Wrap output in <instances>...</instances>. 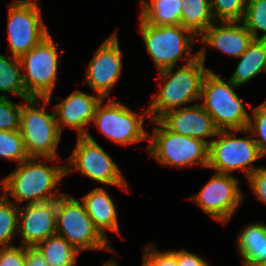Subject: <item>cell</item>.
Returning a JSON list of instances; mask_svg holds the SVG:
<instances>
[{
  "label": "cell",
  "instance_id": "obj_29",
  "mask_svg": "<svg viewBox=\"0 0 266 266\" xmlns=\"http://www.w3.org/2000/svg\"><path fill=\"white\" fill-rule=\"evenodd\" d=\"M215 21H242L248 0H210Z\"/></svg>",
  "mask_w": 266,
  "mask_h": 266
},
{
  "label": "cell",
  "instance_id": "obj_14",
  "mask_svg": "<svg viewBox=\"0 0 266 266\" xmlns=\"http://www.w3.org/2000/svg\"><path fill=\"white\" fill-rule=\"evenodd\" d=\"M117 30L95 51L86 69L85 83L94 93L106 99L122 75V51Z\"/></svg>",
  "mask_w": 266,
  "mask_h": 266
},
{
  "label": "cell",
  "instance_id": "obj_25",
  "mask_svg": "<svg viewBox=\"0 0 266 266\" xmlns=\"http://www.w3.org/2000/svg\"><path fill=\"white\" fill-rule=\"evenodd\" d=\"M22 66L19 58L0 54V93L1 97L15 94L23 100L32 98L23 83Z\"/></svg>",
  "mask_w": 266,
  "mask_h": 266
},
{
  "label": "cell",
  "instance_id": "obj_3",
  "mask_svg": "<svg viewBox=\"0 0 266 266\" xmlns=\"http://www.w3.org/2000/svg\"><path fill=\"white\" fill-rule=\"evenodd\" d=\"M20 115V133L30 158L58 159L56 152L62 134L54 109L47 111L48 98L32 97L24 100ZM40 103H43L40 106Z\"/></svg>",
  "mask_w": 266,
  "mask_h": 266
},
{
  "label": "cell",
  "instance_id": "obj_18",
  "mask_svg": "<svg viewBox=\"0 0 266 266\" xmlns=\"http://www.w3.org/2000/svg\"><path fill=\"white\" fill-rule=\"evenodd\" d=\"M252 40L251 33L241 21H215L198 37V42L208 44L233 59L239 58Z\"/></svg>",
  "mask_w": 266,
  "mask_h": 266
},
{
  "label": "cell",
  "instance_id": "obj_6",
  "mask_svg": "<svg viewBox=\"0 0 266 266\" xmlns=\"http://www.w3.org/2000/svg\"><path fill=\"white\" fill-rule=\"evenodd\" d=\"M152 123L153 132L148 137L149 146L146 147L150 156L162 166H173L178 169L198 165L208 166L209 145L197 138L176 134L167 129L159 120Z\"/></svg>",
  "mask_w": 266,
  "mask_h": 266
},
{
  "label": "cell",
  "instance_id": "obj_2",
  "mask_svg": "<svg viewBox=\"0 0 266 266\" xmlns=\"http://www.w3.org/2000/svg\"><path fill=\"white\" fill-rule=\"evenodd\" d=\"M198 52V57L192 62L176 69L169 67L159 71L162 78L158 93L148 104L150 121L158 120L166 112L182 108L183 105L193 101H200L201 88L205 75L210 68L205 64L206 48L203 46Z\"/></svg>",
  "mask_w": 266,
  "mask_h": 266
},
{
  "label": "cell",
  "instance_id": "obj_27",
  "mask_svg": "<svg viewBox=\"0 0 266 266\" xmlns=\"http://www.w3.org/2000/svg\"><path fill=\"white\" fill-rule=\"evenodd\" d=\"M241 22L253 39L266 40V0H248ZM260 31L262 35H259Z\"/></svg>",
  "mask_w": 266,
  "mask_h": 266
},
{
  "label": "cell",
  "instance_id": "obj_7",
  "mask_svg": "<svg viewBox=\"0 0 266 266\" xmlns=\"http://www.w3.org/2000/svg\"><path fill=\"white\" fill-rule=\"evenodd\" d=\"M56 234L66 239L79 252H115L110 242L95 228L82 201L66 193L57 199Z\"/></svg>",
  "mask_w": 266,
  "mask_h": 266
},
{
  "label": "cell",
  "instance_id": "obj_19",
  "mask_svg": "<svg viewBox=\"0 0 266 266\" xmlns=\"http://www.w3.org/2000/svg\"><path fill=\"white\" fill-rule=\"evenodd\" d=\"M87 214L90 216L95 228L110 242L107 231L121 236L118 223V213L113 198L103 187H96L81 197Z\"/></svg>",
  "mask_w": 266,
  "mask_h": 266
},
{
  "label": "cell",
  "instance_id": "obj_23",
  "mask_svg": "<svg viewBox=\"0 0 266 266\" xmlns=\"http://www.w3.org/2000/svg\"><path fill=\"white\" fill-rule=\"evenodd\" d=\"M181 25L197 38L214 22L210 0H182Z\"/></svg>",
  "mask_w": 266,
  "mask_h": 266
},
{
  "label": "cell",
  "instance_id": "obj_38",
  "mask_svg": "<svg viewBox=\"0 0 266 266\" xmlns=\"http://www.w3.org/2000/svg\"><path fill=\"white\" fill-rule=\"evenodd\" d=\"M103 265L102 266H119V264L117 263L116 259H110L108 261H103L102 262Z\"/></svg>",
  "mask_w": 266,
  "mask_h": 266
},
{
  "label": "cell",
  "instance_id": "obj_11",
  "mask_svg": "<svg viewBox=\"0 0 266 266\" xmlns=\"http://www.w3.org/2000/svg\"><path fill=\"white\" fill-rule=\"evenodd\" d=\"M97 105L93 124L104 137L119 145H131L148 140L149 133L143 126L145 117H150L148 108L136 113L114 98Z\"/></svg>",
  "mask_w": 266,
  "mask_h": 266
},
{
  "label": "cell",
  "instance_id": "obj_32",
  "mask_svg": "<svg viewBox=\"0 0 266 266\" xmlns=\"http://www.w3.org/2000/svg\"><path fill=\"white\" fill-rule=\"evenodd\" d=\"M26 246L0 248V266H25Z\"/></svg>",
  "mask_w": 266,
  "mask_h": 266
},
{
  "label": "cell",
  "instance_id": "obj_36",
  "mask_svg": "<svg viewBox=\"0 0 266 266\" xmlns=\"http://www.w3.org/2000/svg\"><path fill=\"white\" fill-rule=\"evenodd\" d=\"M25 266H48V263L36 247H26Z\"/></svg>",
  "mask_w": 266,
  "mask_h": 266
},
{
  "label": "cell",
  "instance_id": "obj_30",
  "mask_svg": "<svg viewBox=\"0 0 266 266\" xmlns=\"http://www.w3.org/2000/svg\"><path fill=\"white\" fill-rule=\"evenodd\" d=\"M247 130L257 143L260 153L266 156V101L252 109ZM256 137V138H254ZM258 137V138H257Z\"/></svg>",
  "mask_w": 266,
  "mask_h": 266
},
{
  "label": "cell",
  "instance_id": "obj_4",
  "mask_svg": "<svg viewBox=\"0 0 266 266\" xmlns=\"http://www.w3.org/2000/svg\"><path fill=\"white\" fill-rule=\"evenodd\" d=\"M138 24L145 48L158 71L178 67L179 59L185 65L198 57V52L193 53V46L198 38L181 24L153 26L141 19Z\"/></svg>",
  "mask_w": 266,
  "mask_h": 266
},
{
  "label": "cell",
  "instance_id": "obj_15",
  "mask_svg": "<svg viewBox=\"0 0 266 266\" xmlns=\"http://www.w3.org/2000/svg\"><path fill=\"white\" fill-rule=\"evenodd\" d=\"M57 199L19 206L18 231L21 245L35 247L56 234Z\"/></svg>",
  "mask_w": 266,
  "mask_h": 266
},
{
  "label": "cell",
  "instance_id": "obj_17",
  "mask_svg": "<svg viewBox=\"0 0 266 266\" xmlns=\"http://www.w3.org/2000/svg\"><path fill=\"white\" fill-rule=\"evenodd\" d=\"M167 129L187 137H193L206 142L208 137H216L219 131L212 117L196 102L189 106L166 112L158 119Z\"/></svg>",
  "mask_w": 266,
  "mask_h": 266
},
{
  "label": "cell",
  "instance_id": "obj_16",
  "mask_svg": "<svg viewBox=\"0 0 266 266\" xmlns=\"http://www.w3.org/2000/svg\"><path fill=\"white\" fill-rule=\"evenodd\" d=\"M103 98L96 94L90 95L81 90H74L67 98L54 106L55 118L60 133L63 132V125L75 129L78 137L86 136L87 128L92 124L97 105Z\"/></svg>",
  "mask_w": 266,
  "mask_h": 266
},
{
  "label": "cell",
  "instance_id": "obj_34",
  "mask_svg": "<svg viewBox=\"0 0 266 266\" xmlns=\"http://www.w3.org/2000/svg\"><path fill=\"white\" fill-rule=\"evenodd\" d=\"M177 258L178 266H209L210 264L200 256L193 254L184 248L181 250H170Z\"/></svg>",
  "mask_w": 266,
  "mask_h": 266
},
{
  "label": "cell",
  "instance_id": "obj_24",
  "mask_svg": "<svg viewBox=\"0 0 266 266\" xmlns=\"http://www.w3.org/2000/svg\"><path fill=\"white\" fill-rule=\"evenodd\" d=\"M45 257L48 266H76L80 254L66 239L55 234L35 246Z\"/></svg>",
  "mask_w": 266,
  "mask_h": 266
},
{
  "label": "cell",
  "instance_id": "obj_21",
  "mask_svg": "<svg viewBox=\"0 0 266 266\" xmlns=\"http://www.w3.org/2000/svg\"><path fill=\"white\" fill-rule=\"evenodd\" d=\"M237 60L238 64L229 80L239 87L259 73L266 72V40L253 39Z\"/></svg>",
  "mask_w": 266,
  "mask_h": 266
},
{
  "label": "cell",
  "instance_id": "obj_26",
  "mask_svg": "<svg viewBox=\"0 0 266 266\" xmlns=\"http://www.w3.org/2000/svg\"><path fill=\"white\" fill-rule=\"evenodd\" d=\"M18 211L19 206L0 195V248L13 246L18 236Z\"/></svg>",
  "mask_w": 266,
  "mask_h": 266
},
{
  "label": "cell",
  "instance_id": "obj_33",
  "mask_svg": "<svg viewBox=\"0 0 266 266\" xmlns=\"http://www.w3.org/2000/svg\"><path fill=\"white\" fill-rule=\"evenodd\" d=\"M247 180L255 197L266 204V167L255 170Z\"/></svg>",
  "mask_w": 266,
  "mask_h": 266
},
{
  "label": "cell",
  "instance_id": "obj_37",
  "mask_svg": "<svg viewBox=\"0 0 266 266\" xmlns=\"http://www.w3.org/2000/svg\"><path fill=\"white\" fill-rule=\"evenodd\" d=\"M163 266H178L177 258L170 250L163 252Z\"/></svg>",
  "mask_w": 266,
  "mask_h": 266
},
{
  "label": "cell",
  "instance_id": "obj_22",
  "mask_svg": "<svg viewBox=\"0 0 266 266\" xmlns=\"http://www.w3.org/2000/svg\"><path fill=\"white\" fill-rule=\"evenodd\" d=\"M139 19L153 26L181 24L182 0H141Z\"/></svg>",
  "mask_w": 266,
  "mask_h": 266
},
{
  "label": "cell",
  "instance_id": "obj_8",
  "mask_svg": "<svg viewBox=\"0 0 266 266\" xmlns=\"http://www.w3.org/2000/svg\"><path fill=\"white\" fill-rule=\"evenodd\" d=\"M240 132L248 134L247 137H237L236 133ZM216 137L209 144L207 168L223 174L241 170L246 178L260 168L253 166V163L263 156L247 129L219 130Z\"/></svg>",
  "mask_w": 266,
  "mask_h": 266
},
{
  "label": "cell",
  "instance_id": "obj_1",
  "mask_svg": "<svg viewBox=\"0 0 266 266\" xmlns=\"http://www.w3.org/2000/svg\"><path fill=\"white\" fill-rule=\"evenodd\" d=\"M29 158L20 164L5 178L0 180V191L16 205L46 202L58 199L63 192L57 193V185L66 176V165L54 164L52 158ZM12 197V198H10Z\"/></svg>",
  "mask_w": 266,
  "mask_h": 266
},
{
  "label": "cell",
  "instance_id": "obj_39",
  "mask_svg": "<svg viewBox=\"0 0 266 266\" xmlns=\"http://www.w3.org/2000/svg\"><path fill=\"white\" fill-rule=\"evenodd\" d=\"M250 266H266V263L265 264H258V265H250Z\"/></svg>",
  "mask_w": 266,
  "mask_h": 266
},
{
  "label": "cell",
  "instance_id": "obj_35",
  "mask_svg": "<svg viewBox=\"0 0 266 266\" xmlns=\"http://www.w3.org/2000/svg\"><path fill=\"white\" fill-rule=\"evenodd\" d=\"M142 249L143 259L141 266H163V251H159L153 242L145 245Z\"/></svg>",
  "mask_w": 266,
  "mask_h": 266
},
{
  "label": "cell",
  "instance_id": "obj_12",
  "mask_svg": "<svg viewBox=\"0 0 266 266\" xmlns=\"http://www.w3.org/2000/svg\"><path fill=\"white\" fill-rule=\"evenodd\" d=\"M38 0H14L8 6V47L20 58L49 34Z\"/></svg>",
  "mask_w": 266,
  "mask_h": 266
},
{
  "label": "cell",
  "instance_id": "obj_9",
  "mask_svg": "<svg viewBox=\"0 0 266 266\" xmlns=\"http://www.w3.org/2000/svg\"><path fill=\"white\" fill-rule=\"evenodd\" d=\"M50 33L34 48L22 55L21 62L23 83L31 97L59 100L53 91L58 77V46Z\"/></svg>",
  "mask_w": 266,
  "mask_h": 266
},
{
  "label": "cell",
  "instance_id": "obj_10",
  "mask_svg": "<svg viewBox=\"0 0 266 266\" xmlns=\"http://www.w3.org/2000/svg\"><path fill=\"white\" fill-rule=\"evenodd\" d=\"M65 161L69 163L65 167L66 176L75 170L98 184L116 186L129 192L122 170L89 132L86 136H77L76 146Z\"/></svg>",
  "mask_w": 266,
  "mask_h": 266
},
{
  "label": "cell",
  "instance_id": "obj_20",
  "mask_svg": "<svg viewBox=\"0 0 266 266\" xmlns=\"http://www.w3.org/2000/svg\"><path fill=\"white\" fill-rule=\"evenodd\" d=\"M237 249L242 266L266 263V224L253 223L241 230Z\"/></svg>",
  "mask_w": 266,
  "mask_h": 266
},
{
  "label": "cell",
  "instance_id": "obj_5",
  "mask_svg": "<svg viewBox=\"0 0 266 266\" xmlns=\"http://www.w3.org/2000/svg\"><path fill=\"white\" fill-rule=\"evenodd\" d=\"M231 80H223L216 72L208 71L205 75L200 105L212 117L218 130H244L247 129L249 113L244 107Z\"/></svg>",
  "mask_w": 266,
  "mask_h": 266
},
{
  "label": "cell",
  "instance_id": "obj_31",
  "mask_svg": "<svg viewBox=\"0 0 266 266\" xmlns=\"http://www.w3.org/2000/svg\"><path fill=\"white\" fill-rule=\"evenodd\" d=\"M9 98L0 96V131H17L20 129L22 104H16Z\"/></svg>",
  "mask_w": 266,
  "mask_h": 266
},
{
  "label": "cell",
  "instance_id": "obj_13",
  "mask_svg": "<svg viewBox=\"0 0 266 266\" xmlns=\"http://www.w3.org/2000/svg\"><path fill=\"white\" fill-rule=\"evenodd\" d=\"M188 199L214 220L226 224L243 201L244 193L239 179L231 174L214 172L203 188Z\"/></svg>",
  "mask_w": 266,
  "mask_h": 266
},
{
  "label": "cell",
  "instance_id": "obj_28",
  "mask_svg": "<svg viewBox=\"0 0 266 266\" xmlns=\"http://www.w3.org/2000/svg\"><path fill=\"white\" fill-rule=\"evenodd\" d=\"M29 158L19 130L0 131V159L20 164Z\"/></svg>",
  "mask_w": 266,
  "mask_h": 266
}]
</instances>
